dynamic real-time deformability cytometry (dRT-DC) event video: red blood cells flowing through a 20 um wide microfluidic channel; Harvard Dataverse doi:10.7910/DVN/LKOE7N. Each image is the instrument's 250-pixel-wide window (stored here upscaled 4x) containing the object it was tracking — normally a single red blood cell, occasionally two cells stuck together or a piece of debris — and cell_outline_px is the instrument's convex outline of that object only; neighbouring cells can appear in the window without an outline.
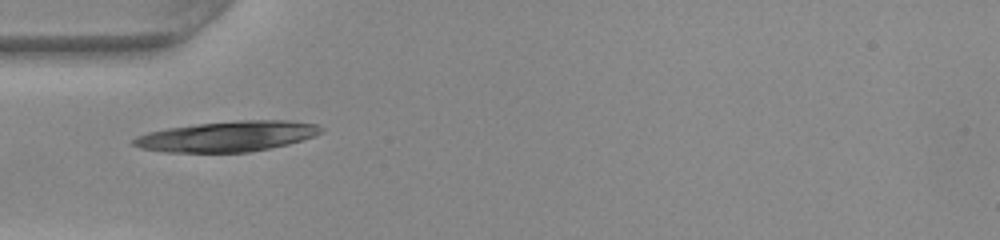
{"species": "common noctule bat (a hibernating species)", "species_latin": "Nyctalus noctula", "temperature_condition": "warm", "stored_images_in_passage": 35, "camera_frame_rate_fps": 3000, "um_per_image_px": 0.085, "animal": {"sex": "female", "body_mass_g": 22.0, "forearm_length_mm": 56.7}, "frame": {"image": 1, "passage_image": 1, "time_ms": 0.0, "image_size_px": [1000, 240], "cell_outline_px": [[324, 128], [320, 132], [312, 136], [288, 144], [248, 152], [164, 152], [140, 148], [132, 144], [132, 140], [136, 136], [148, 132], [168, 128], [196, 124], [236, 120], [288, 120], [316, 124]], "centroid_in_image_um": [19.28, 11.58], "position_along_channel_um": 65.7, "area_um2": 33.06}}
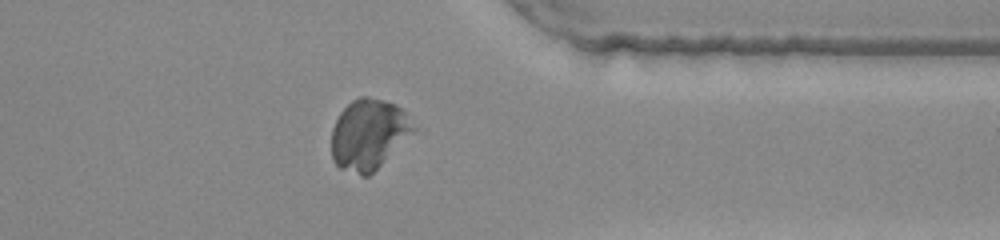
{"frame": {"image": 2, "passage_image": 25, "time_ms": 8.0, "image_size_px": [1000, 240], "cell_outline_px": [[416, 128], [368, 176], [360, 176], [340, 168], [332, 160], [332, 128], [340, 112], [352, 100], [360, 96], [368, 96], [384, 100], [396, 104], [404, 112]], "centroid_in_image_um": [31.28, 11.4], "position_along_channel_um": 380.1, "area_um2": 33.06}}
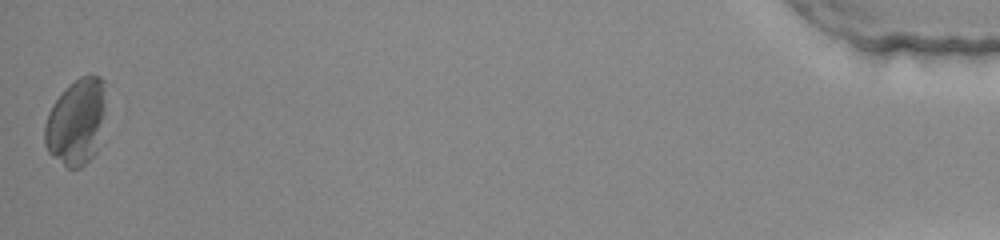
{"frame": {"image": 3, "passage_image": 35, "time_ms": 11.333, "image_size_px": [1000, 240], "cell_outline_px": [[104, 116], [96, 152], [80, 168], [68, 168], [52, 156], [48, 152], [44, 144], [44, 124], [48, 112], [52, 104], [80, 76], [100, 76], [104, 80]], "centroid_in_image_um": [6.46, 10.39], "position_along_channel_um": 428.7, "area_um2": 30.29}}